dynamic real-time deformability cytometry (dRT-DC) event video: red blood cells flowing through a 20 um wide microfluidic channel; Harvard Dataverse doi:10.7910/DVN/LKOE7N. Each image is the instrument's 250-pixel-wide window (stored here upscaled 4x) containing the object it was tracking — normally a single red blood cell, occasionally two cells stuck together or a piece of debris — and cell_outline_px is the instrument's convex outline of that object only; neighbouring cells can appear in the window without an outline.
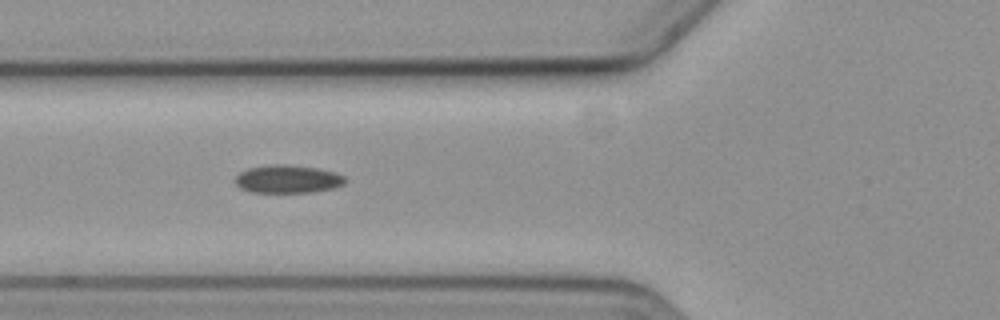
{"species": "common noctule bat (a hibernating species)", "species_latin": "Nyctalus noctula", "temperature_condition": "cold", "stored_images_in_passage": 10, "camera_frame_rate_fps": 3000, "um_per_image_px": 0.085, "animal": {"sex": "female", "body_mass_g": 19.3, "forearm_length_mm": 54.1}, "frame": {"image": 1, "passage_image": 6, "time_ms": 6.0, "image_size_px": [1000, 320], "cell_outline_px": [[348, 180], [344, 184], [336, 188], [312, 192], [252, 192], [240, 188], [236, 184], [236, 176], [240, 172], [248, 168], [272, 164], [280, 164], [316, 168], [336, 172], [344, 176]], "centroid_in_image_um": [24.49, 15.22], "position_along_channel_um": 101.3, "area_um2": 17.98}}
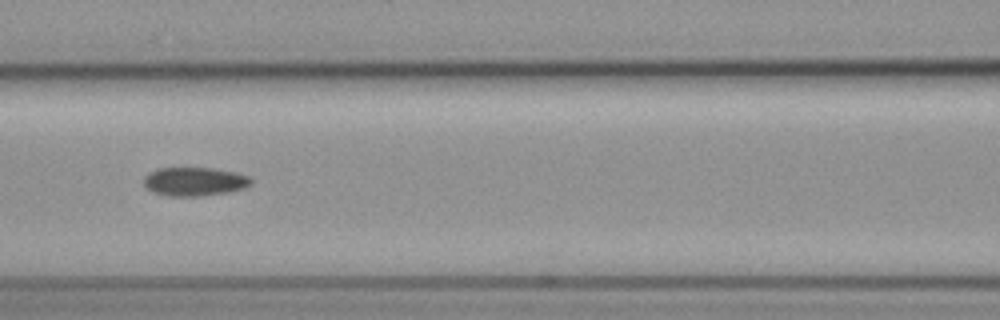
{"frame": {"image": 2, "passage_image": 7, "time_ms": 7.333, "image_size_px": [1000, 320], "cell_outline_px": [[252, 184], [244, 188], [228, 192], [200, 196], [168, 196], [152, 192], [144, 184], [144, 176], [148, 172], [156, 168], [212, 168], [236, 172], [248, 176], [252, 180]], "centroid_in_image_um": [16.52, 15.43], "position_along_channel_um": 150.1, "area_um2": 18.03}}
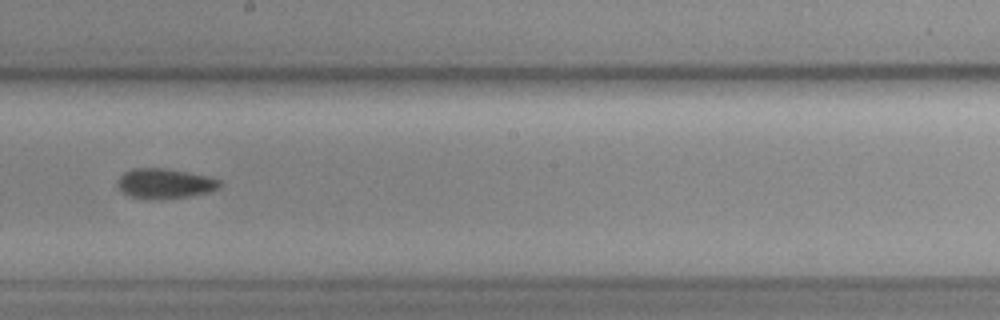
{"frame": {"image": 3, "passage_image": 9, "time_ms": 9.667, "image_size_px": [1000, 320], "cell_outline_px": [[220, 188], [208, 192], [188, 196], [156, 200], [148, 200], [128, 196], [120, 192], [116, 184], [116, 180], [124, 172], [132, 168], [164, 168], [188, 172], [220, 180]], "centroid_in_image_um": [13.92, 15.61], "position_along_channel_um": 234.3, "area_um2": 18.09}}